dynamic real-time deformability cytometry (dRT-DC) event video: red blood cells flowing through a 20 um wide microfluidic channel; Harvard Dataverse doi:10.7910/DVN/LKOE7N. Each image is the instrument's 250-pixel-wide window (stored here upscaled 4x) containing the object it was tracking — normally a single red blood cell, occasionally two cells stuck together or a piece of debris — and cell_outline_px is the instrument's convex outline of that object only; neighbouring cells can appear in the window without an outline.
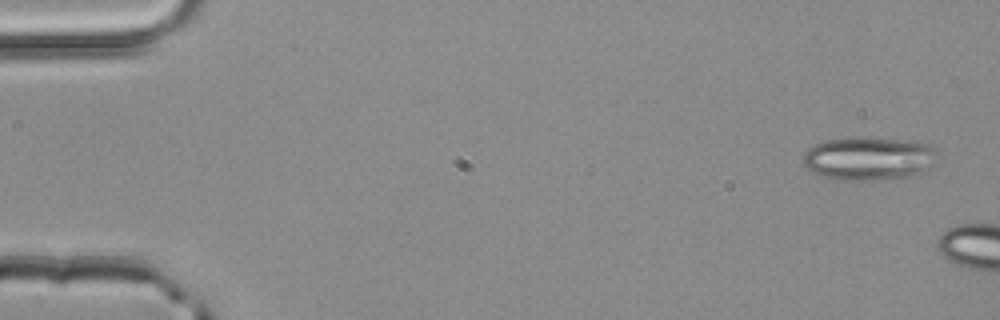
{"species": "common noctule bat (a hibernating species)", "species_latin": "Nyctalus noctula", "temperature_condition": "room temperature", "stored_images_in_passage": 2, "camera_frame_rate_fps": 3000, "um_per_image_px": 0.085, "animal": {"sex": "male", "body_mass_g": 20.4}, "frame": {"image": 1, "passage_image": 1, "time_ms": 0.0, "image_size_px": [1000, 320], "cell_outline_px": [[936, 152], [932, 164], [916, 176], [900, 180], [840, 180], [820, 176], [812, 172], [804, 164], [804, 152], [808, 148], [824, 140], [852, 136], [872, 136], [916, 140], [928, 144], [936, 148]], "centroid_in_image_um": [73.87, 13.45], "position_along_channel_um": 11.1, "area_um2": 35.14}}